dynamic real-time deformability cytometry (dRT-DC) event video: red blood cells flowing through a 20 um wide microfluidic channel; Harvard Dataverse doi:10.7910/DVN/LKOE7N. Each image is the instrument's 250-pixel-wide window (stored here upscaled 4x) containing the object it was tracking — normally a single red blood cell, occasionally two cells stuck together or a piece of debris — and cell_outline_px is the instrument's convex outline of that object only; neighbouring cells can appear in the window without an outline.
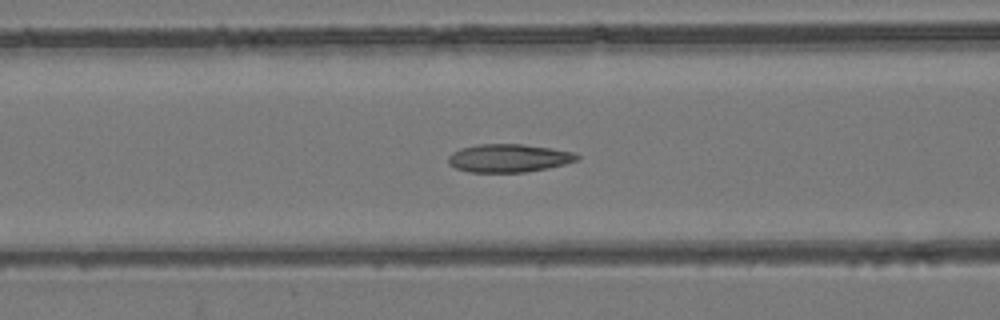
{"species": "common noctule bat (a hibernating species)", "species_latin": "Nyctalus noctula", "temperature_condition": "room temperature", "stored_images_in_passage": 41, "camera_frame_rate_fps": 3000, "um_per_image_px": 0.085, "animal": {"sex": "female", "body_mass_g": 24.6, "forearm_length_mm": 56.2}, "frame": {"image": 1, "passage_image": 8, "time_ms": 2.333, "image_size_px": [1000, 320], "cell_outline_px": [[580, 156], [576, 160], [564, 164], [548, 168], [524, 172], [468, 172], [456, 168], [448, 164], [448, 156], [452, 152], [460, 148], [476, 144], [524, 144], [572, 152]], "centroid_in_image_um": [43.18, 13.44], "position_along_channel_um": 123.4, "area_um2": 21.04}}
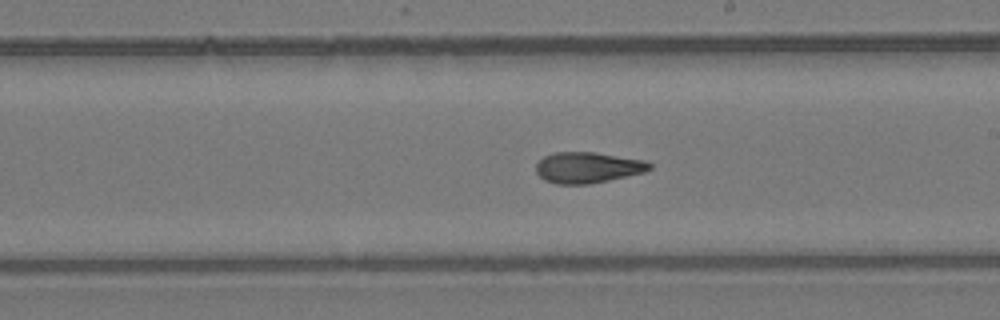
{"frame": {"image": 2, "passage_image": 17, "time_ms": 5.333, "image_size_px": [1000, 320], "cell_outline_px": [[652, 168], [644, 172], [608, 180], [588, 184], [556, 184], [544, 180], [536, 172], [536, 164], [544, 156], [556, 152], [592, 152], [648, 160], [652, 164]], "centroid_in_image_um": [49.97, 14.23], "position_along_channel_um": 239.0, "area_um2": 20.46}}
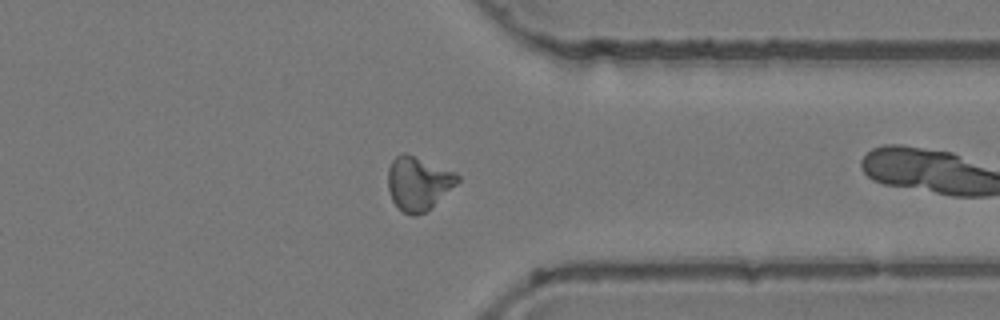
{"frame": {"image": 3, "passage_image": 28, "time_ms": 9.0, "image_size_px": [1000, 320], "cell_outline_px": [[460, 180], [456, 184], [424, 212], [416, 216], [412, 216], [404, 212], [392, 200], [388, 188], [388, 168], [392, 160], [396, 156], [404, 152], [456, 172], [460, 176]], "centroid_in_image_um": [35.54, 15.56], "position_along_channel_um": 375.9, "area_um2": 21.39}, "authors_computed_cell_mechanics": {"area_um2": 20.808, "velocity_mm_per_s": 3.8544, "shape_relaxation_time_tau1_ms": null, "shape_relaxation_time_tau2_ms": 1.2144, "deformation_change_tau1": null, "deformation_change_tau2": 0.0564}}